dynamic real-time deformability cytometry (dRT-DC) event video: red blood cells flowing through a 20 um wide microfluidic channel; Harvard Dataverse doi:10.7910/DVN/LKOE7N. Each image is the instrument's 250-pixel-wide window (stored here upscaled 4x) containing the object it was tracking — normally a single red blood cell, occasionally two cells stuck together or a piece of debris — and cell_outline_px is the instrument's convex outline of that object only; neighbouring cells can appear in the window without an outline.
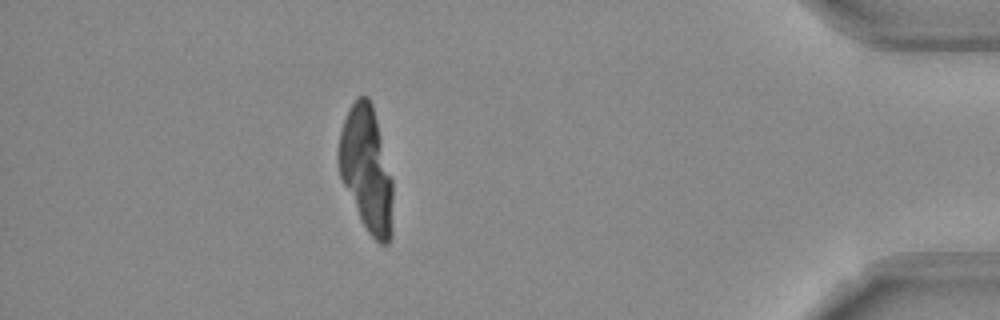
{"species": "Egyptian fruit bat (a non-hibernating species)", "species_latin": "Rousettus aegyptiacus", "temperature_condition": "room temperature", "stored_images_in_passage": 45, "camera_frame_rate_fps": 3000, "um_per_image_px": 0.085, "frame": {"image": 1, "passage_image": 39, "time_ms": 12.667, "image_size_px": [1000, 320], "cell_outline_px": [[392, 236], [388, 244], [380, 244], [368, 232], [340, 176], [340, 132], [348, 108], [356, 96], [368, 96], [372, 104], [392, 180]], "centroid_in_image_um": [31.17, 14.38], "position_along_channel_um": 404.0, "area_um2": 38.38}}